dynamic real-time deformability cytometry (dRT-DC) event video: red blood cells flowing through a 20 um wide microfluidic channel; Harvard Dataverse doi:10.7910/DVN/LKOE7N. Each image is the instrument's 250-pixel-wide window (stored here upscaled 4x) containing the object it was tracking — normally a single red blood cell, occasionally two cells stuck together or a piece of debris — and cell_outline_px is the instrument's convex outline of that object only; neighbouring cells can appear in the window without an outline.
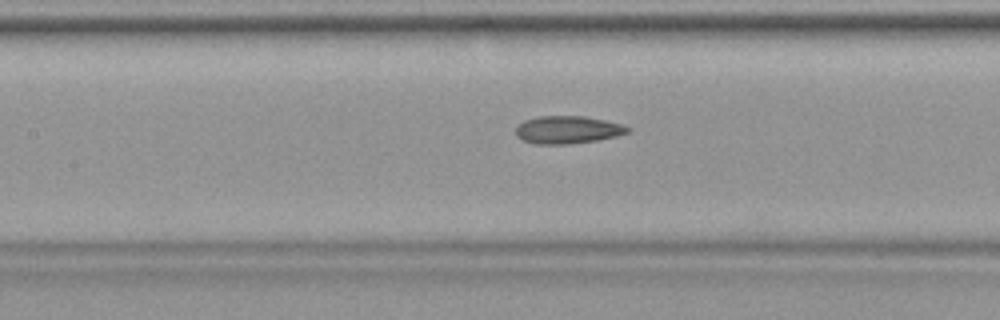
{"species": "common noctule bat (a hibernating species)", "species_latin": "Nyctalus noctula", "temperature_condition": "warm", "stored_images_in_passage": 40, "camera_frame_rate_fps": 3000, "um_per_image_px": 0.085, "animal": {"sex": "female", "body_mass_g": 19.9}, "frame": {"image": 1, "passage_image": 18, "time_ms": 5.667, "image_size_px": [1000, 320], "cell_outline_px": [[632, 128], [628, 132], [616, 136], [600, 140], [568, 144], [536, 144], [524, 140], [516, 136], [516, 128], [524, 120], [540, 116], [584, 116], [624, 124]], "centroid_in_image_um": [48.29, 11.03], "position_along_channel_um": 159.1, "area_um2": 18.09}}